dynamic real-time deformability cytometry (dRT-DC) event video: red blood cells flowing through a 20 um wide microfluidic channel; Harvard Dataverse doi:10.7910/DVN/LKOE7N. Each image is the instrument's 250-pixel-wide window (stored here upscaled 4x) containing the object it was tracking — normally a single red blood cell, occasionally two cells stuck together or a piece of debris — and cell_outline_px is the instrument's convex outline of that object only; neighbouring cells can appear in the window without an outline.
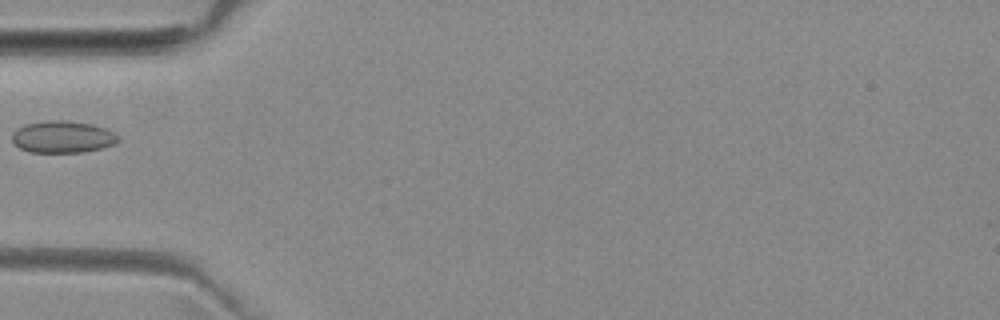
{"species": "common noctule bat (a hibernating species)", "species_latin": "Nyctalus noctula", "temperature_condition": "room temperature", "stored_images_in_passage": 5, "camera_frame_rate_fps": 3000, "um_per_image_px": 0.085, "animal": {"sex": "female", "body_mass_g": 29.2, "forearm_length_mm": 56.3}, "frame": {"image": 1, "passage_image": 5, "time_ms": 4.333, "image_size_px": [1000, 320], "cell_outline_px": [[120, 140], [112, 144], [100, 148], [84, 152], [28, 152], [12, 144], [12, 132], [16, 128], [24, 124], [48, 120], [60, 120], [92, 124], [104, 128], [120, 136]], "centroid_in_image_um": [5.26, 11.63], "position_along_channel_um": 79.7, "area_um2": 19.83}}